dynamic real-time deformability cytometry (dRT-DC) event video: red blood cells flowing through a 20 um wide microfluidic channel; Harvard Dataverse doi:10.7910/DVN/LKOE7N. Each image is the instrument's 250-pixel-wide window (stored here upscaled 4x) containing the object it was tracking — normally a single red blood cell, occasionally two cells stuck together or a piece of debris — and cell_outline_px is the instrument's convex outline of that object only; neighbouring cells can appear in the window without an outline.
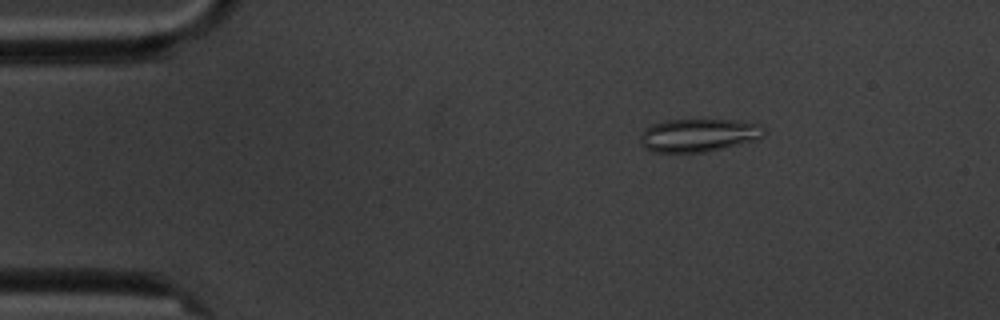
{"species": "common noctule bat (a hibernating species)", "species_latin": "Nyctalus noctula", "temperature_condition": "cold", "stored_images_in_passage": 5, "camera_frame_rate_fps": 3000, "um_per_image_px": 0.085, "animal": {"sex": "male", "body_mass_g": 20.1, "forearm_length_mm": 53.5}, "frame": {"image": 1, "passage_image": 3, "time_ms": 2.0, "image_size_px": [1000, 320], "cell_outline_px": [[764, 136], [756, 140], [704, 152], [652, 152], [644, 148], [640, 144], [640, 136], [644, 128], [652, 124], [664, 120], [736, 120], [760, 124], [764, 128]], "centroid_in_image_um": [59.34, 11.49], "position_along_channel_um": 25.7, "area_um2": 23.93}}